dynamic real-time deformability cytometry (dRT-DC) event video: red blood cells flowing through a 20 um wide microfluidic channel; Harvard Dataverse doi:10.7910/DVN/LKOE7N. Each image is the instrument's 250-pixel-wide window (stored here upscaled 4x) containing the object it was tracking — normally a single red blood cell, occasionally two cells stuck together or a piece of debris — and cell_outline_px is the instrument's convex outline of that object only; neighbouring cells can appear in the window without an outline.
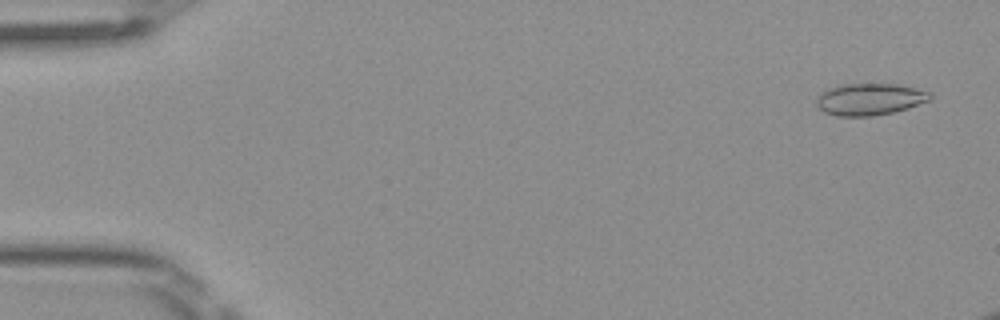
{"species": "Egyptian fruit bat (a non-hibernating species)", "species_latin": "Rousettus aegyptiacus", "temperature_condition": "room temperature", "stored_images_in_passage": 13, "camera_frame_rate_fps": 3000, "um_per_image_px": 0.085, "frame": {"image": 1, "passage_image": 3, "time_ms": 0.667, "image_size_px": [1000, 320], "cell_outline_px": [[932, 100], [908, 108], [892, 112], [872, 116], [836, 116], [824, 112], [816, 108], [816, 96], [820, 92], [828, 88], [840, 84], [896, 84], [916, 88], [932, 92]], "centroid_in_image_um": [73.9, 8.43], "position_along_channel_um": 11.1, "area_um2": 21.44}}